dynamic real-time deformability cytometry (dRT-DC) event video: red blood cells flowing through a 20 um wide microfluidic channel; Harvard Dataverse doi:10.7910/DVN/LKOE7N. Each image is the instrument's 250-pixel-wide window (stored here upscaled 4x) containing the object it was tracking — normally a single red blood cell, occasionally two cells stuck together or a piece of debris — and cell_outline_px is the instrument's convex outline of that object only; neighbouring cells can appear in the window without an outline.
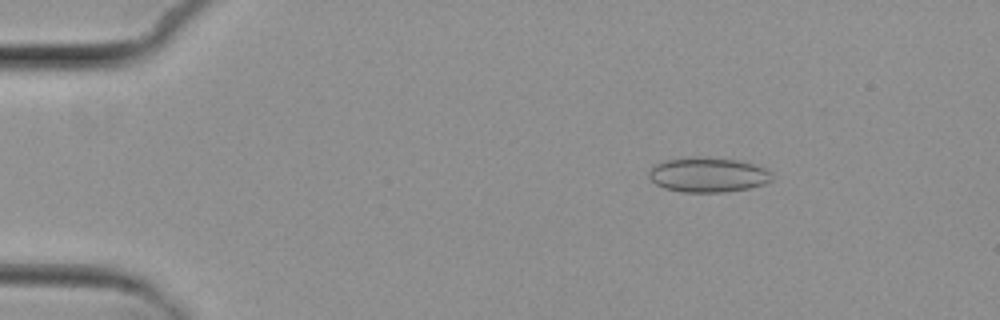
{"species": "common noctule bat (a hibernating species)", "species_latin": "Nyctalus noctula", "temperature_condition": "cold", "stored_images_in_passage": 3, "camera_frame_rate_fps": 3000, "um_per_image_px": 0.085, "animal": {"sex": "female", "body_mass_g": 29.2, "forearm_length_mm": 56.3}, "frame": {"image": 1, "passage_image": 1, "time_ms": 0.0, "image_size_px": [1000, 320], "cell_outline_px": [[772, 180], [764, 184], [748, 188], [724, 192], [680, 192], [664, 188], [656, 184], [648, 176], [648, 172], [652, 164], [664, 160], [692, 156], [696, 156], [736, 160], [768, 168], [772, 172]], "centroid_in_image_um": [60.15, 14.85], "position_along_channel_um": 24.9, "area_um2": 25.26}}